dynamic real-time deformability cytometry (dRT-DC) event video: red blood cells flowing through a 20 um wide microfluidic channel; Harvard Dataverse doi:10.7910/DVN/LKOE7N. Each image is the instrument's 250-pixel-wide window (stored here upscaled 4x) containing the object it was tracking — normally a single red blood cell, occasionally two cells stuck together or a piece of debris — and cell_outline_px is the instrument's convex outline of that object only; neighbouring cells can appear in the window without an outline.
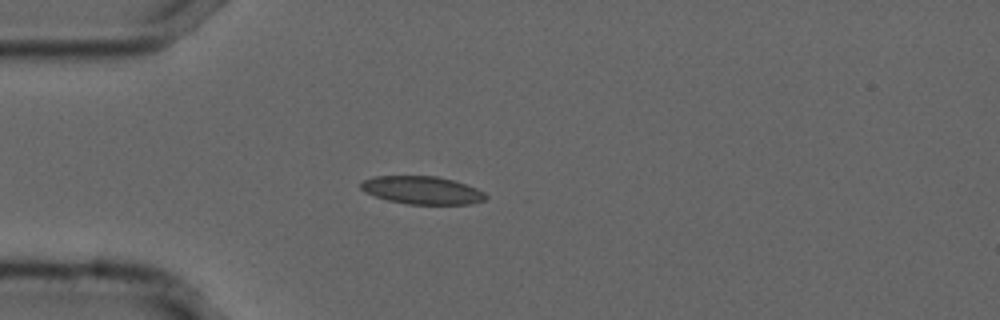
{"species": "common noctule bat (a hibernating species)", "species_latin": "Nyctalus noctula", "temperature_condition": "cold", "stored_images_in_passage": 41, "camera_frame_rate_fps": 3000, "um_per_image_px": 0.085, "animal": {"sex": "male", "forearm_length_mm": 52.5}, "frame": {"image": 1, "passage_image": 1, "time_ms": 0.0, "image_size_px": [1000, 320], "cell_outline_px": [[488, 196], [484, 200], [468, 204], [408, 204], [388, 200], [364, 192], [360, 188], [360, 184], [364, 180], [372, 176], [436, 176], [452, 180], [476, 188], [484, 192]], "centroid_in_image_um": [35.85, 16.16], "position_along_channel_um": 49.1, "area_um2": 20.17}}
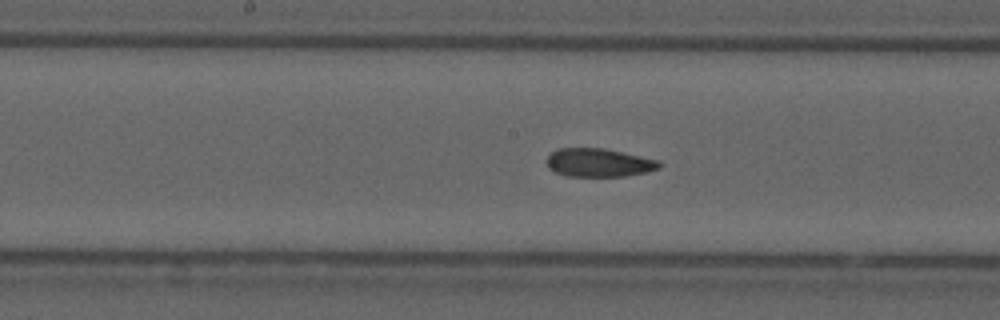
{"frame": {"image": 2, "passage_image": 14, "time_ms": 4.333, "image_size_px": [1000, 320], "cell_outline_px": [[664, 164], [660, 168], [648, 172], [624, 176], [564, 176], [548, 168], [548, 156], [556, 148], [604, 148], [660, 160]], "centroid_in_image_um": [50.95, 13.82], "position_along_channel_um": 197.3, "area_um2": 18.79}}
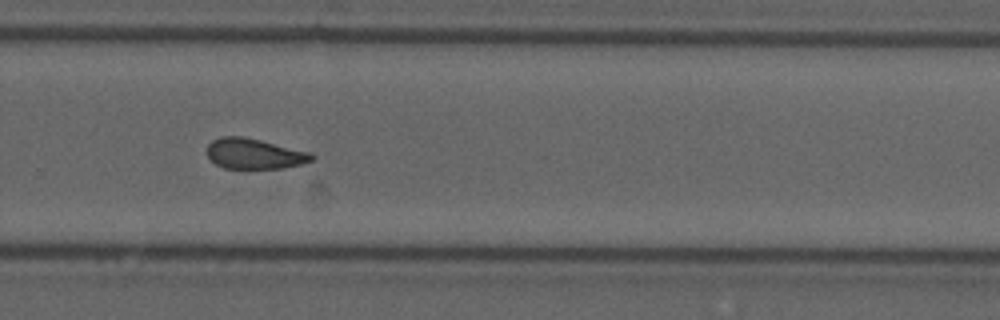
{"frame": {"image": 3, "passage_image": 23, "time_ms": 7.333, "image_size_px": [1000, 320], "cell_outline_px": [[316, 156], [312, 160], [300, 164], [284, 168], [224, 168], [216, 164], [208, 156], [208, 144], [212, 140], [220, 136], [244, 136], [312, 152]], "centroid_in_image_um": [21.64, 13.05], "position_along_channel_um": 308.2, "area_um2": 18.61}, "authors_computed_cell_mechanics": {"area_um2": 19.2474, "velocity_mm_per_s": 3.7083, "shape_relaxation_time_tau1_ms": null, "shape_relaxation_time_tau2_ms": 6.5541, "deformation_change_tau1": null, "deformation_change_tau2": 0.1112}}